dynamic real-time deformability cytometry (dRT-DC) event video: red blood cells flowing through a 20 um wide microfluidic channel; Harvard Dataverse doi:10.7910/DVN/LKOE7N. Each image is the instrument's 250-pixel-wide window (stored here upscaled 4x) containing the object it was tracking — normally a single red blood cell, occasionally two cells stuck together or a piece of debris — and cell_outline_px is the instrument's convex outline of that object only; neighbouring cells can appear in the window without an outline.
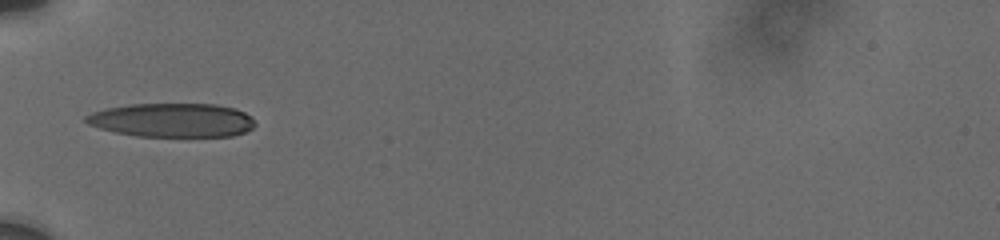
{"species": "human", "species_latin": "Homo sapiens", "temperature_condition": "cold", "stored_images_in_passage": 28, "camera_frame_rate_fps": 3000, "um_per_image_px": 0.085, "donor": {"sex": "male"}, "frame": {"image": 1, "passage_image": 1, "time_ms": 0.0, "image_size_px": [1000, 240], "cell_outline_px": [[256, 124], [252, 128], [244, 132], [232, 136], [136, 136], [116, 132], [100, 128], [88, 124], [84, 120], [84, 116], [92, 112], [104, 108], [128, 104], [216, 104], [236, 108], [252, 116]], "centroid_in_image_um": [14.64, 10.2], "position_along_channel_um": 70.4, "area_um2": 33.58}}
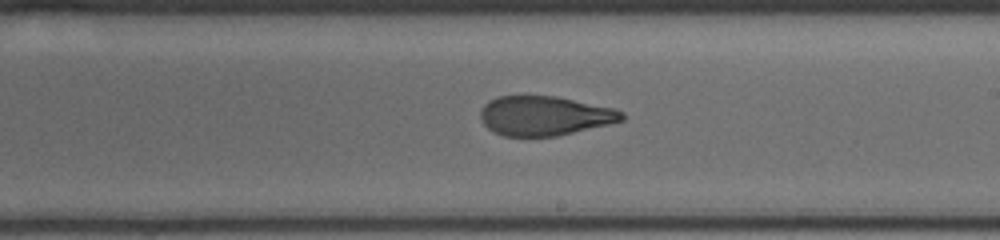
{"frame": {"image": 2, "passage_image": 11, "time_ms": 4.667, "image_size_px": [1000, 240], "cell_outline_px": [[624, 120], [608, 124], [556, 136], [504, 136], [492, 132], [484, 124], [480, 116], [480, 112], [484, 104], [488, 100], [496, 96], [556, 96], [616, 108], [624, 112]], "centroid_in_image_um": [46.28, 9.83], "position_along_channel_um": 242.7, "area_um2": 32.6}}
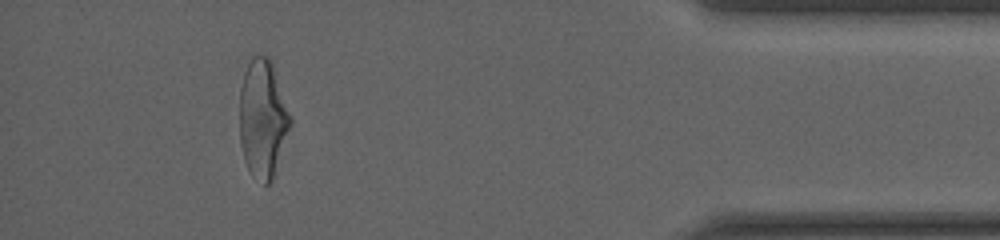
{"frame": {"image": 3, "passage_image": 25, "time_ms": 10.333, "image_size_px": [1000, 240], "cell_outline_px": [[292, 124], [272, 180], [268, 184], [264, 184], [252, 176], [244, 160], [240, 140], [240, 88], [244, 72], [252, 56], [268, 56], [272, 64], [292, 116]], "centroid_in_image_um": [22.34, 10.1], "position_along_channel_um": 412.9, "area_um2": 34.97}, "authors_computed_cell_mechanics": {"area_um2": 34.0153, "velocity_mm_per_s": 3.7561, "shape_relaxation_time_tau1_ms": 4.5562, "shape_relaxation_time_tau2_ms": 1.3635, "deformation_change_tau1": 0.1899, "deformation_change_tau2": 0.0921}}